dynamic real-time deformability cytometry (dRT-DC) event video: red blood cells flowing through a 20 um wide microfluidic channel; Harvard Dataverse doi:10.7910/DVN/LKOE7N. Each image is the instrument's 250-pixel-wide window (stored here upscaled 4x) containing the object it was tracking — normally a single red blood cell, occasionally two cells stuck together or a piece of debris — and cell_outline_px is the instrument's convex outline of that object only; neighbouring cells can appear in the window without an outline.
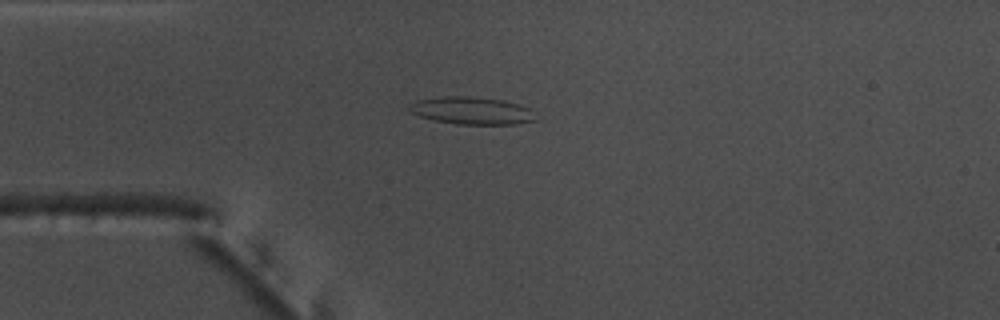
{"species": "common noctule bat (a hibernating species)", "species_latin": "Nyctalus noctula", "temperature_condition": "warm", "stored_images_in_passage": 42, "camera_frame_rate_fps": 3000, "um_per_image_px": 0.085, "animal": {"sex": "male", "body_mass_g": 17.5, "forearm_length_mm": 52.3}, "frame": {"image": 1, "passage_image": 2, "time_ms": 0.333, "image_size_px": [1000, 320], "cell_outline_px": [[540, 120], [516, 124], [456, 124], [432, 120], [408, 112], [408, 104], [416, 100], [444, 96], [468, 96], [504, 100], [528, 108]], "centroid_in_image_um": [40.06, 9.41], "position_along_channel_um": 44.9, "area_um2": 20.4}}
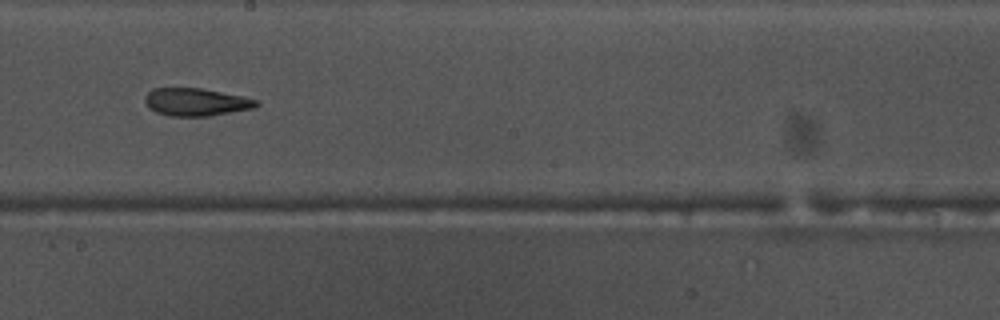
{"frame": {"image": 2, "passage_image": 18, "time_ms": 5.667, "image_size_px": [1000, 320], "cell_outline_px": [[260, 104], [252, 108], [208, 116], [168, 116], [156, 112], [148, 108], [144, 100], [148, 92], [152, 88], [200, 88], [244, 96], [260, 100]], "centroid_in_image_um": [16.66, 8.67], "position_along_channel_um": 231.5, "area_um2": 18.03}}
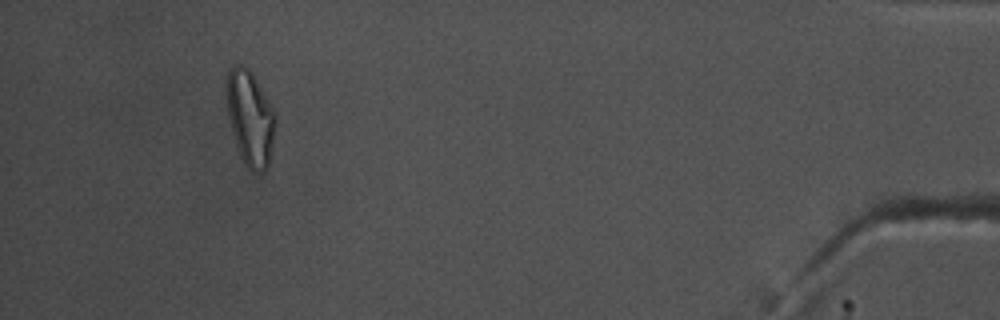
{"frame": {"image": 3, "passage_image": 38, "time_ms": 12.333, "image_size_px": [1000, 320], "cell_outline_px": [[276, 124], [268, 164], [264, 172], [252, 172], [244, 164], [240, 156], [236, 144], [228, 116], [228, 72], [236, 64], [240, 64], [248, 68], [252, 72], [268, 100], [276, 116]], "centroid_in_image_um": [21.28, 10.07], "position_along_channel_um": 413.9, "area_um2": 26.47}, "authors_computed_cell_mechanics": {"area_um2": 18.5827, "velocity_mm_per_s": 3.7937, "shape_relaxation_time_tau1_ms": null, "shape_relaxation_time_tau2_ms": 1.6922, "deformation_change_tau1": null, "deformation_change_tau2": 0.0875}}